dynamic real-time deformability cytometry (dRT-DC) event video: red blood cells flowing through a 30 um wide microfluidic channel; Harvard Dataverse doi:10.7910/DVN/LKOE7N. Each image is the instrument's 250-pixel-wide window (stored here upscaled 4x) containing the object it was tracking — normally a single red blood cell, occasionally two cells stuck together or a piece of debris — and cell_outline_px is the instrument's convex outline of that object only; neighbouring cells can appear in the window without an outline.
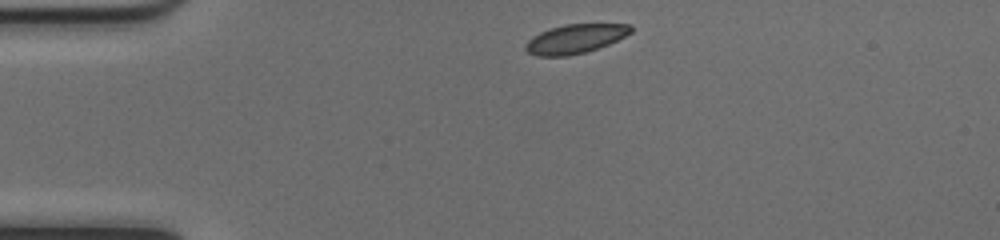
{"species": "common noctule bat (a hibernating species)", "species_latin": "Nyctalus noctula", "temperature_condition": "cold", "stored_images_in_passage": 41, "camera_frame_rate_fps": 3000, "um_per_image_px": 0.085, "animal": {"sex": "female", "body_mass_g": 17.0, "forearm_length_mm": 48.0}, "frame": {"image": 1, "passage_image": 1, "time_ms": 0.0, "image_size_px": [1000, 240], "cell_outline_px": [[632, 32], [608, 44], [584, 52], [568, 56], [536, 56], [528, 52], [524, 48], [524, 44], [532, 36], [540, 32], [564, 24], [632, 24]], "centroid_in_image_um": [48.86, 3.3], "position_along_channel_um": 36.1, "area_um2": 17.74}}
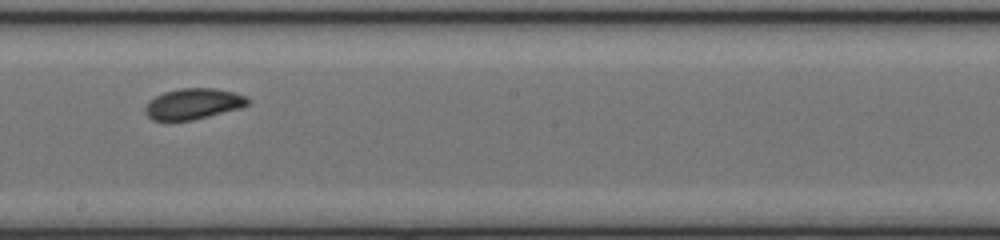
{"frame": {"image": 2, "passage_image": 19, "time_ms": 6.0, "image_size_px": [1000, 240], "cell_outline_px": [[252, 100], [248, 104], [240, 108], [192, 120], [152, 120], [144, 112], [144, 108], [156, 96], [164, 92], [180, 88], [216, 88], [248, 96]], "centroid_in_image_um": [16.46, 8.82], "position_along_channel_um": 231.7, "area_um2": 18.32}}
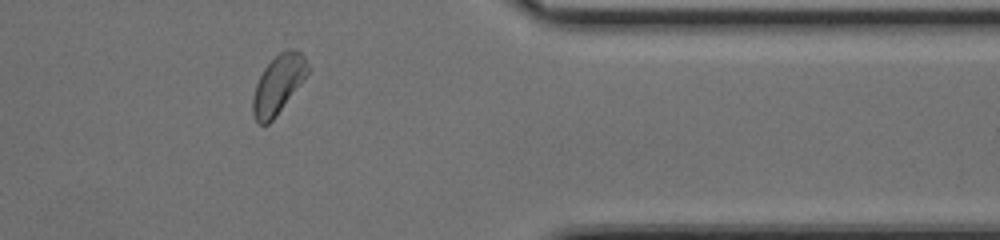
{"frame": {"image": 3, "passage_image": 32, "time_ms": 10.333, "image_size_px": [1000, 240], "cell_outline_px": [[308, 72], [276, 116], [268, 124], [260, 124], [256, 120], [252, 112], [252, 96], [256, 84], [264, 68], [280, 52], [288, 48], [292, 48], [300, 52], [304, 56], [308, 64]], "centroid_in_image_um": [23.62, 7.16], "position_along_channel_um": 387.8, "area_um2": 18.32}, "authors_computed_cell_mechanics": {"area_um2": 18.7272, "velocity_mm_per_s": 3.99, "shape_relaxation_time_tau1_ms": 3.7004, "shape_relaxation_time_tau2_ms": null, "deformation_change_tau1": 0.1015, "deformation_change_tau2": null}}